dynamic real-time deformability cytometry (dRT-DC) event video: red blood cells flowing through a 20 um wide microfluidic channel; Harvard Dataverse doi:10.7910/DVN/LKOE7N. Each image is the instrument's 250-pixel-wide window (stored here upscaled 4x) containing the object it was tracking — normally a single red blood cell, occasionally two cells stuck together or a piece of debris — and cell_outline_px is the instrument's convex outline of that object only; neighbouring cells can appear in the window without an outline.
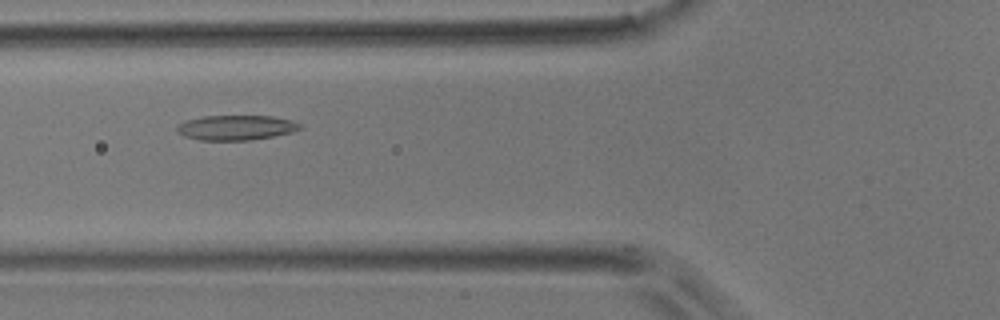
{"species": "common noctule bat (a hibernating species)", "species_latin": "Nyctalus noctula", "temperature_condition": "room temperature", "stored_images_in_passage": 21, "camera_frame_rate_fps": 3000, "um_per_image_px": 0.085, "animal": {"sex": "male", "body_mass_g": 17.9}, "frame": {"image": 1, "passage_image": 3, "time_ms": 0.667, "image_size_px": [1000, 320], "cell_outline_px": [[300, 128], [292, 132], [252, 140], [200, 140], [184, 136], [176, 128], [176, 124], [188, 120], [204, 116], [272, 116], [292, 120], [300, 124]], "centroid_in_image_um": [20.05, 10.84], "position_along_channel_um": 105.7, "area_um2": 17.69}}